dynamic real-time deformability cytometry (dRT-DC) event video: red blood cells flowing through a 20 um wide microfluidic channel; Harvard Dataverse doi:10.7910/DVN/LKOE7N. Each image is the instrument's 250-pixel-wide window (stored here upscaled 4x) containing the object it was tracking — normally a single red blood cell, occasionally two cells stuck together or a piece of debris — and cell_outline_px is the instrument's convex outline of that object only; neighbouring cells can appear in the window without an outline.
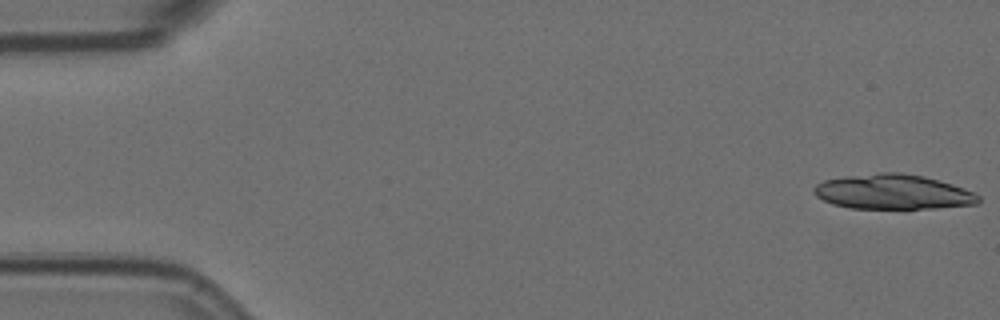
{"species": "Egyptian fruit bat (a non-hibernating species)", "species_latin": "Rousettus aegyptiacus", "temperature_condition": "room temperature", "stored_images_in_passage": 3, "camera_frame_rate_fps": 3000, "um_per_image_px": 0.085, "animal": {"sex": "female"}, "frame": {"image": 1, "passage_image": 1, "time_ms": 0.0, "image_size_px": [1000, 320], "cell_outline_px": [[980, 200], [976, 204], [936, 208], [852, 208], [832, 204], [816, 196], [812, 192], [812, 188], [816, 184], [824, 180], [844, 176], [880, 172], [900, 172], [924, 176], [952, 184], [964, 188], [980, 196]], "centroid_in_image_um": [75.87, 16.3], "position_along_channel_um": 9.1, "area_um2": 33.47}}